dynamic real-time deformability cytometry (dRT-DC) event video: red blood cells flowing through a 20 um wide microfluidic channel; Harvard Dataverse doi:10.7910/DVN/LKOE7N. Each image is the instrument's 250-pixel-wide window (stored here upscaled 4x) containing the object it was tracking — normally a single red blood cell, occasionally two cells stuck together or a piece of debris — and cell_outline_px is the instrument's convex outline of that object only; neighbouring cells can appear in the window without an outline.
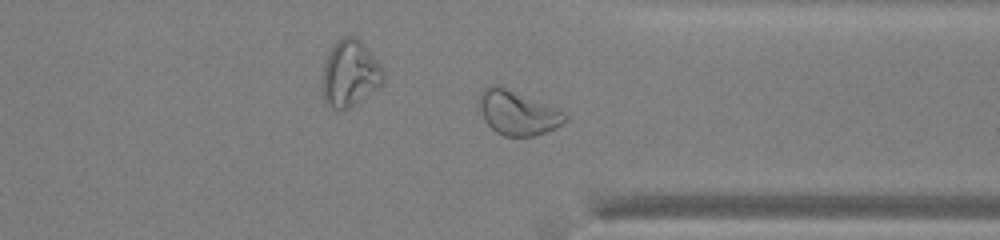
{"species": "common noctule bat (a hibernating species)", "species_latin": "Nyctalus noctula", "temperature_condition": "warm", "stored_images_in_passage": 27, "camera_frame_rate_fps": 3000, "um_per_image_px": 0.085, "animal": {"sex": "male", "body_mass_g": 13.0, "forearm_length_mm": 53.1}, "frame": {"image": 1, "passage_image": 27, "time_ms": 8.667, "image_size_px": [1000, 240], "cell_outline_px": [[568, 120], [556, 128], [532, 136], [504, 136], [496, 132], [484, 120], [480, 108], [480, 92], [488, 84], [500, 84], [564, 112], [568, 116]], "centroid_in_image_um": [43.99, 9.57], "position_along_channel_um": 367.4, "area_um2": 22.14}, "authors_computed_cell_mechanics": {"area_um2": 18.7272, "velocity_mm_per_s": 3.9107, "shape_relaxation_time_tau1_ms": null, "shape_relaxation_time_tau2_ms": 2.2498, "deformation_change_tau1": null, "deformation_change_tau2": 0.0912}}